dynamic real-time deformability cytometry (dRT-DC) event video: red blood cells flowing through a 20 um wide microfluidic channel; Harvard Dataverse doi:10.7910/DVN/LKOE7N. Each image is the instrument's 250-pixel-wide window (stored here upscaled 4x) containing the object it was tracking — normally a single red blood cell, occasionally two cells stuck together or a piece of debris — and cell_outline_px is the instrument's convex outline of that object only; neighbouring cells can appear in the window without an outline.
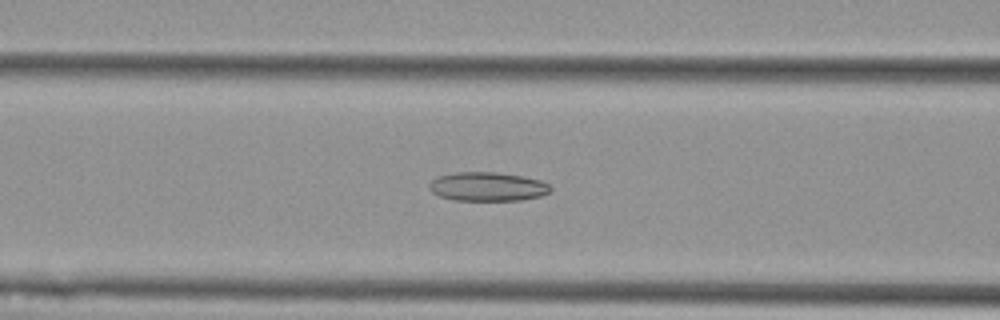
{"species": "Egyptian fruit bat (a non-hibernating species)", "species_latin": "Rousettus aegyptiacus", "temperature_condition": "cold", "stored_images_in_passage": 55, "camera_frame_rate_fps": 3000, "um_per_image_px": 0.085, "animal": {"sex": "female"}, "frame": {"image": 1, "passage_image": 22, "time_ms": 7.0, "image_size_px": [1000, 320], "cell_outline_px": [[552, 188], [548, 192], [540, 196], [520, 200], [456, 200], [440, 196], [432, 192], [428, 188], [428, 184], [432, 180], [440, 176], [456, 172], [496, 172], [520, 176], [540, 180], [548, 184]], "centroid_in_image_um": [41.42, 15.86], "position_along_channel_um": 125.2, "area_um2": 20.23}}
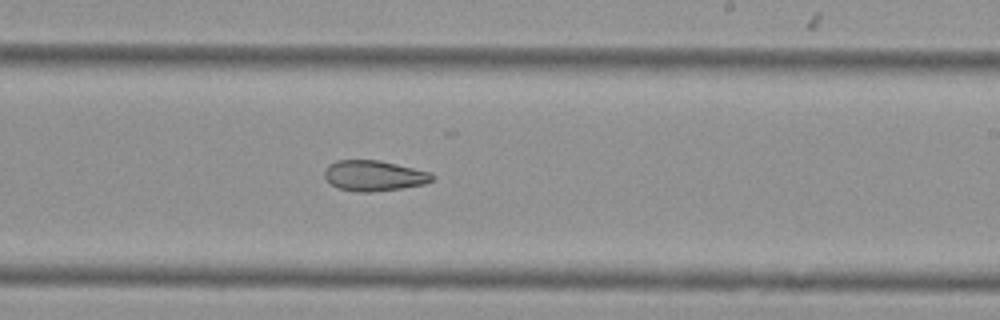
{"frame": {"image": 2, "passage_image": 33, "time_ms": 10.667, "image_size_px": [1000, 320], "cell_outline_px": [[436, 176], [432, 180], [424, 184], [400, 188], [372, 192], [356, 192], [336, 188], [324, 176], [324, 172], [328, 164], [336, 160], [380, 160], [432, 172]], "centroid_in_image_um": [31.79, 14.93], "position_along_channel_um": 257.2, "area_um2": 19.31}}
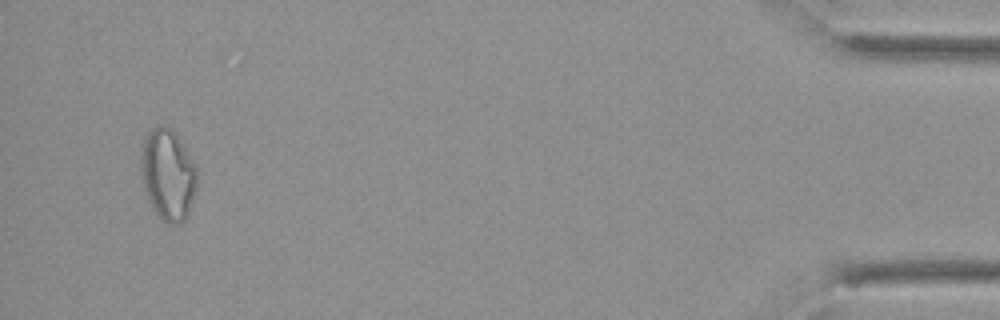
{"frame": {"image": 3, "passage_image": 53, "time_ms": 17.333, "image_size_px": [1000, 320], "cell_outline_px": [[200, 168], [196, 188], [188, 212], [184, 220], [180, 224], [168, 224], [152, 208], [148, 200], [144, 188], [140, 168], [140, 156], [144, 136], [152, 128], [160, 124], [176, 132]], "centroid_in_image_um": [14.3, 14.79], "position_along_channel_um": 420.9, "area_um2": 30.46}, "authors_computed_cell_mechanics": {"area_um2": 23.7558, "velocity_mm_per_s": 3.6166, "shape_relaxation_time_tau1_ms": null, "shape_relaxation_time_tau2_ms": 7.3058, "deformation_change_tau1": null, "deformation_change_tau2": 0.1587}}